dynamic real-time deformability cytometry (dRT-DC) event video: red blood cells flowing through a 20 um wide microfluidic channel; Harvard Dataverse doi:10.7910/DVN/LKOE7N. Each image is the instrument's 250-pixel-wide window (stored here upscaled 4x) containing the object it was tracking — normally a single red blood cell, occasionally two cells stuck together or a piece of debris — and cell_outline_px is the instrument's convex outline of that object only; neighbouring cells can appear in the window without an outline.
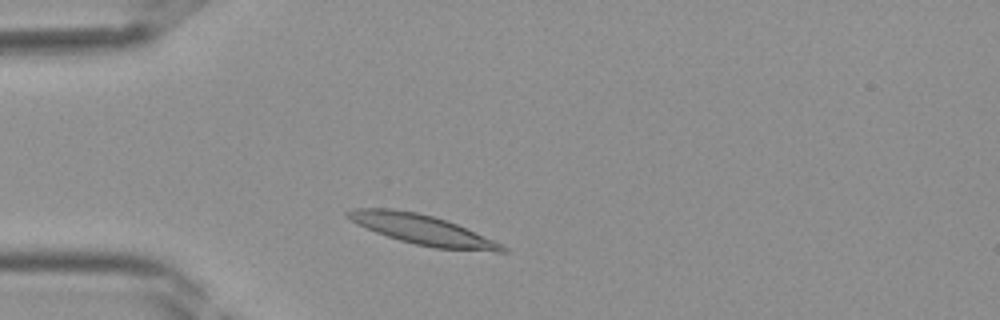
{"species": "Egyptian fruit bat (a non-hibernating species)", "species_latin": "Rousettus aegyptiacus", "temperature_condition": "room temperature", "stored_images_in_passage": 33, "camera_frame_rate_fps": 3000, "um_per_image_px": 0.085, "frame": {"image": 1, "passage_image": 4, "time_ms": 1.0, "image_size_px": [1000, 320], "cell_outline_px": [[508, 252], [496, 252], [436, 248], [416, 244], [400, 240], [376, 232], [356, 224], [344, 212], [352, 208], [392, 208], [416, 212], [432, 216], [456, 224], [504, 244], [508, 248]], "centroid_in_image_um": [35.93, 19.53], "position_along_channel_um": 49.1, "area_um2": 26.7}}
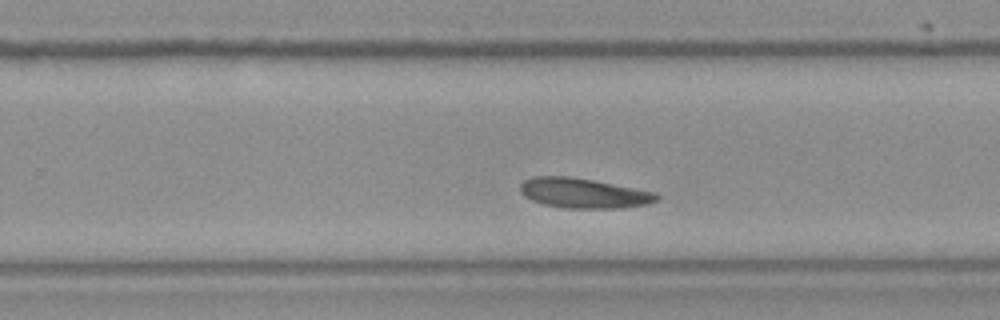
{"frame": {"image": 2, "passage_image": 19, "time_ms": 6.0, "image_size_px": [1000, 320], "cell_outline_px": [[660, 200], [648, 204], [620, 208], [564, 208], [544, 204], [532, 200], [524, 196], [520, 192], [520, 184], [524, 180], [532, 176], [572, 176], [656, 192], [660, 196]], "centroid_in_image_um": [49.61, 16.41], "position_along_channel_um": 280.2, "area_um2": 23.99}}
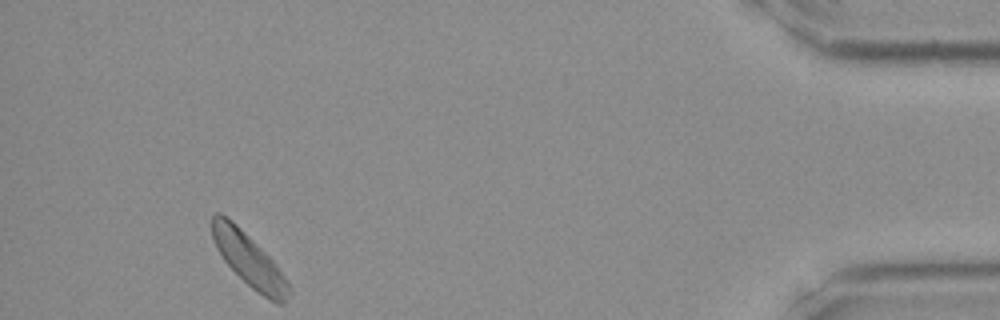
{"frame": {"image": 3, "passage_image": 31, "time_ms": 10.0, "image_size_px": [1000, 320], "cell_outline_px": [[292, 292], [284, 304], [280, 304], [268, 300], [252, 288], [224, 260], [216, 248], [212, 240], [212, 216], [216, 212], [220, 212], [232, 220], [272, 260], [288, 280]], "centroid_in_image_um": [21.18, 22.11], "position_along_channel_um": 414.0, "area_um2": 23.47}}